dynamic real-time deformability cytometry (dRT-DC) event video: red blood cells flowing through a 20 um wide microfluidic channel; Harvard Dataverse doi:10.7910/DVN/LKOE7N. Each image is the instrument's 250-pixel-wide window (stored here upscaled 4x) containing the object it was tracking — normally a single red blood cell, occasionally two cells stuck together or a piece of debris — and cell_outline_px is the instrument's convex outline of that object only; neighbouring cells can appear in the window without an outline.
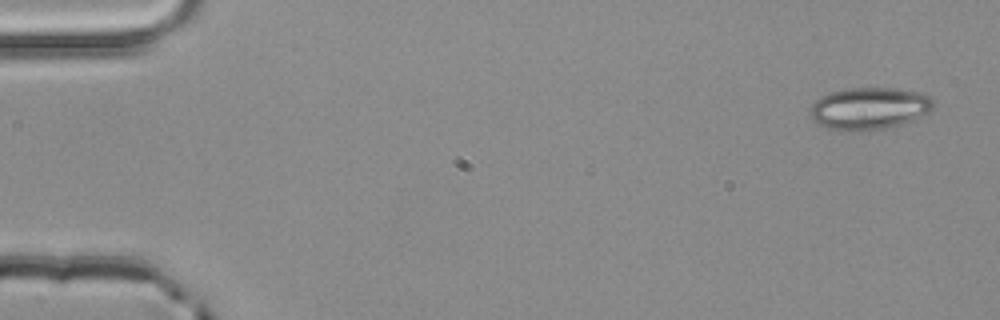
{"species": "common noctule bat (a hibernating species)", "species_latin": "Nyctalus noctula", "temperature_condition": "room temperature", "stored_images_in_passage": 4, "camera_frame_rate_fps": 3000, "um_per_image_px": 0.085, "animal": {"sex": "male", "body_mass_g": 20.4}, "frame": {"image": 1, "passage_image": 1, "time_ms": 0.0, "image_size_px": [1000, 320], "cell_outline_px": [[936, 104], [928, 112], [912, 120], [900, 124], [868, 132], [848, 132], [828, 128], [812, 120], [812, 104], [820, 96], [832, 92], [852, 88], [892, 88], [924, 92], [932, 96]], "centroid_in_image_um": [73.93, 9.22], "position_along_channel_um": 11.1, "area_um2": 30.52}}